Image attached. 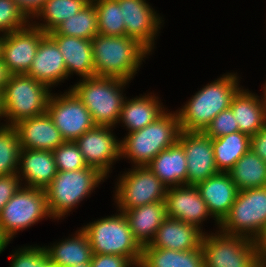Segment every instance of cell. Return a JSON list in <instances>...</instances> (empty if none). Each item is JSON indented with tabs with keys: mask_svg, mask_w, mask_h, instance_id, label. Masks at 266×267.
<instances>
[{
	"mask_svg": "<svg viewBox=\"0 0 266 267\" xmlns=\"http://www.w3.org/2000/svg\"><path fill=\"white\" fill-rule=\"evenodd\" d=\"M121 212L124 213L133 237L141 247L151 243L156 231L167 218L165 201L146 204Z\"/></svg>",
	"mask_w": 266,
	"mask_h": 267,
	"instance_id": "cell-24",
	"label": "cell"
},
{
	"mask_svg": "<svg viewBox=\"0 0 266 267\" xmlns=\"http://www.w3.org/2000/svg\"><path fill=\"white\" fill-rule=\"evenodd\" d=\"M238 78L235 73L223 74L194 94L176 111L181 130L204 132L216 115L230 107L233 96L241 88Z\"/></svg>",
	"mask_w": 266,
	"mask_h": 267,
	"instance_id": "cell-1",
	"label": "cell"
},
{
	"mask_svg": "<svg viewBox=\"0 0 266 267\" xmlns=\"http://www.w3.org/2000/svg\"><path fill=\"white\" fill-rule=\"evenodd\" d=\"M52 152L58 171H74L88 167L78 145L73 141H65Z\"/></svg>",
	"mask_w": 266,
	"mask_h": 267,
	"instance_id": "cell-36",
	"label": "cell"
},
{
	"mask_svg": "<svg viewBox=\"0 0 266 267\" xmlns=\"http://www.w3.org/2000/svg\"><path fill=\"white\" fill-rule=\"evenodd\" d=\"M48 34L92 40L98 33V17L94 4L90 1L80 12L68 18Z\"/></svg>",
	"mask_w": 266,
	"mask_h": 267,
	"instance_id": "cell-33",
	"label": "cell"
},
{
	"mask_svg": "<svg viewBox=\"0 0 266 267\" xmlns=\"http://www.w3.org/2000/svg\"><path fill=\"white\" fill-rule=\"evenodd\" d=\"M266 227V187L238 190L229 213L219 223L227 235L254 240Z\"/></svg>",
	"mask_w": 266,
	"mask_h": 267,
	"instance_id": "cell-8",
	"label": "cell"
},
{
	"mask_svg": "<svg viewBox=\"0 0 266 267\" xmlns=\"http://www.w3.org/2000/svg\"><path fill=\"white\" fill-rule=\"evenodd\" d=\"M178 143L183 147L187 161V185H196L216 175L212 138L204 132L181 130Z\"/></svg>",
	"mask_w": 266,
	"mask_h": 267,
	"instance_id": "cell-15",
	"label": "cell"
},
{
	"mask_svg": "<svg viewBox=\"0 0 266 267\" xmlns=\"http://www.w3.org/2000/svg\"><path fill=\"white\" fill-rule=\"evenodd\" d=\"M10 241L11 240L4 234L2 227L0 226V254L5 250Z\"/></svg>",
	"mask_w": 266,
	"mask_h": 267,
	"instance_id": "cell-47",
	"label": "cell"
},
{
	"mask_svg": "<svg viewBox=\"0 0 266 267\" xmlns=\"http://www.w3.org/2000/svg\"><path fill=\"white\" fill-rule=\"evenodd\" d=\"M72 267H90V263H85V264H78Z\"/></svg>",
	"mask_w": 266,
	"mask_h": 267,
	"instance_id": "cell-50",
	"label": "cell"
},
{
	"mask_svg": "<svg viewBox=\"0 0 266 267\" xmlns=\"http://www.w3.org/2000/svg\"><path fill=\"white\" fill-rule=\"evenodd\" d=\"M260 267H266V227L254 239Z\"/></svg>",
	"mask_w": 266,
	"mask_h": 267,
	"instance_id": "cell-44",
	"label": "cell"
},
{
	"mask_svg": "<svg viewBox=\"0 0 266 267\" xmlns=\"http://www.w3.org/2000/svg\"><path fill=\"white\" fill-rule=\"evenodd\" d=\"M4 117V111L2 106V93L0 92V118Z\"/></svg>",
	"mask_w": 266,
	"mask_h": 267,
	"instance_id": "cell-48",
	"label": "cell"
},
{
	"mask_svg": "<svg viewBox=\"0 0 266 267\" xmlns=\"http://www.w3.org/2000/svg\"><path fill=\"white\" fill-rule=\"evenodd\" d=\"M30 22L13 0H0V34L3 33L1 35L23 29Z\"/></svg>",
	"mask_w": 266,
	"mask_h": 267,
	"instance_id": "cell-37",
	"label": "cell"
},
{
	"mask_svg": "<svg viewBox=\"0 0 266 267\" xmlns=\"http://www.w3.org/2000/svg\"><path fill=\"white\" fill-rule=\"evenodd\" d=\"M201 248L205 267H260L254 240L243 236L205 232Z\"/></svg>",
	"mask_w": 266,
	"mask_h": 267,
	"instance_id": "cell-9",
	"label": "cell"
},
{
	"mask_svg": "<svg viewBox=\"0 0 266 267\" xmlns=\"http://www.w3.org/2000/svg\"><path fill=\"white\" fill-rule=\"evenodd\" d=\"M168 187L148 166H135L124 172L115 186V203L118 211L165 201Z\"/></svg>",
	"mask_w": 266,
	"mask_h": 267,
	"instance_id": "cell-11",
	"label": "cell"
},
{
	"mask_svg": "<svg viewBox=\"0 0 266 267\" xmlns=\"http://www.w3.org/2000/svg\"><path fill=\"white\" fill-rule=\"evenodd\" d=\"M27 75L50 89L67 79L64 57L56 42L48 34L41 39Z\"/></svg>",
	"mask_w": 266,
	"mask_h": 267,
	"instance_id": "cell-19",
	"label": "cell"
},
{
	"mask_svg": "<svg viewBox=\"0 0 266 267\" xmlns=\"http://www.w3.org/2000/svg\"><path fill=\"white\" fill-rule=\"evenodd\" d=\"M49 87L27 74L10 75L2 92V106L6 125L47 112L51 96Z\"/></svg>",
	"mask_w": 266,
	"mask_h": 267,
	"instance_id": "cell-7",
	"label": "cell"
},
{
	"mask_svg": "<svg viewBox=\"0 0 266 267\" xmlns=\"http://www.w3.org/2000/svg\"><path fill=\"white\" fill-rule=\"evenodd\" d=\"M128 81L111 77L83 78L71 87L91 113L96 126L115 127L124 102L123 90Z\"/></svg>",
	"mask_w": 266,
	"mask_h": 267,
	"instance_id": "cell-4",
	"label": "cell"
},
{
	"mask_svg": "<svg viewBox=\"0 0 266 267\" xmlns=\"http://www.w3.org/2000/svg\"><path fill=\"white\" fill-rule=\"evenodd\" d=\"M47 113L65 141L75 142L96 126L91 113L70 89L60 95L51 93Z\"/></svg>",
	"mask_w": 266,
	"mask_h": 267,
	"instance_id": "cell-12",
	"label": "cell"
},
{
	"mask_svg": "<svg viewBox=\"0 0 266 267\" xmlns=\"http://www.w3.org/2000/svg\"><path fill=\"white\" fill-rule=\"evenodd\" d=\"M147 166L167 187L187 185L186 155L178 142L162 150Z\"/></svg>",
	"mask_w": 266,
	"mask_h": 267,
	"instance_id": "cell-27",
	"label": "cell"
},
{
	"mask_svg": "<svg viewBox=\"0 0 266 267\" xmlns=\"http://www.w3.org/2000/svg\"><path fill=\"white\" fill-rule=\"evenodd\" d=\"M250 149L266 162V126L251 137Z\"/></svg>",
	"mask_w": 266,
	"mask_h": 267,
	"instance_id": "cell-42",
	"label": "cell"
},
{
	"mask_svg": "<svg viewBox=\"0 0 266 267\" xmlns=\"http://www.w3.org/2000/svg\"><path fill=\"white\" fill-rule=\"evenodd\" d=\"M10 73L7 69L5 62L0 57V92H3L4 86L10 78Z\"/></svg>",
	"mask_w": 266,
	"mask_h": 267,
	"instance_id": "cell-46",
	"label": "cell"
},
{
	"mask_svg": "<svg viewBox=\"0 0 266 267\" xmlns=\"http://www.w3.org/2000/svg\"><path fill=\"white\" fill-rule=\"evenodd\" d=\"M240 88L231 100L239 131L252 137L266 126V104L258 95Z\"/></svg>",
	"mask_w": 266,
	"mask_h": 267,
	"instance_id": "cell-25",
	"label": "cell"
},
{
	"mask_svg": "<svg viewBox=\"0 0 266 267\" xmlns=\"http://www.w3.org/2000/svg\"><path fill=\"white\" fill-rule=\"evenodd\" d=\"M237 131H239V127L235 115L229 107L214 117L204 133L212 139H216Z\"/></svg>",
	"mask_w": 266,
	"mask_h": 267,
	"instance_id": "cell-38",
	"label": "cell"
},
{
	"mask_svg": "<svg viewBox=\"0 0 266 267\" xmlns=\"http://www.w3.org/2000/svg\"><path fill=\"white\" fill-rule=\"evenodd\" d=\"M238 190L266 187V162L249 149L228 171Z\"/></svg>",
	"mask_w": 266,
	"mask_h": 267,
	"instance_id": "cell-30",
	"label": "cell"
},
{
	"mask_svg": "<svg viewBox=\"0 0 266 267\" xmlns=\"http://www.w3.org/2000/svg\"><path fill=\"white\" fill-rule=\"evenodd\" d=\"M265 86L263 87V94L264 95H262L261 97H263V98H261L262 99V101L266 104V82H265V84H264Z\"/></svg>",
	"mask_w": 266,
	"mask_h": 267,
	"instance_id": "cell-49",
	"label": "cell"
},
{
	"mask_svg": "<svg viewBox=\"0 0 266 267\" xmlns=\"http://www.w3.org/2000/svg\"><path fill=\"white\" fill-rule=\"evenodd\" d=\"M14 126L21 149L53 151L65 142L47 112L21 120Z\"/></svg>",
	"mask_w": 266,
	"mask_h": 267,
	"instance_id": "cell-18",
	"label": "cell"
},
{
	"mask_svg": "<svg viewBox=\"0 0 266 267\" xmlns=\"http://www.w3.org/2000/svg\"><path fill=\"white\" fill-rule=\"evenodd\" d=\"M48 257L59 267H72L90 263L92 248L87 234L82 228L72 238H65L53 246H44Z\"/></svg>",
	"mask_w": 266,
	"mask_h": 267,
	"instance_id": "cell-28",
	"label": "cell"
},
{
	"mask_svg": "<svg viewBox=\"0 0 266 267\" xmlns=\"http://www.w3.org/2000/svg\"><path fill=\"white\" fill-rule=\"evenodd\" d=\"M98 17V33L108 36H126L122 9L117 0H91Z\"/></svg>",
	"mask_w": 266,
	"mask_h": 267,
	"instance_id": "cell-34",
	"label": "cell"
},
{
	"mask_svg": "<svg viewBox=\"0 0 266 267\" xmlns=\"http://www.w3.org/2000/svg\"><path fill=\"white\" fill-rule=\"evenodd\" d=\"M110 126H95L83 133L75 143L82 153L85 163L109 175L113 162L121 159V140L113 135Z\"/></svg>",
	"mask_w": 266,
	"mask_h": 267,
	"instance_id": "cell-14",
	"label": "cell"
},
{
	"mask_svg": "<svg viewBox=\"0 0 266 267\" xmlns=\"http://www.w3.org/2000/svg\"><path fill=\"white\" fill-rule=\"evenodd\" d=\"M20 151L15 126L0 125V176L18 173Z\"/></svg>",
	"mask_w": 266,
	"mask_h": 267,
	"instance_id": "cell-35",
	"label": "cell"
},
{
	"mask_svg": "<svg viewBox=\"0 0 266 267\" xmlns=\"http://www.w3.org/2000/svg\"><path fill=\"white\" fill-rule=\"evenodd\" d=\"M107 178L96 168L88 166L74 171H58L52 182L44 189L51 219H60Z\"/></svg>",
	"mask_w": 266,
	"mask_h": 267,
	"instance_id": "cell-5",
	"label": "cell"
},
{
	"mask_svg": "<svg viewBox=\"0 0 266 267\" xmlns=\"http://www.w3.org/2000/svg\"><path fill=\"white\" fill-rule=\"evenodd\" d=\"M124 18L126 36L136 39L149 52L154 49L156 34L161 28L160 15L146 0H117Z\"/></svg>",
	"mask_w": 266,
	"mask_h": 267,
	"instance_id": "cell-16",
	"label": "cell"
},
{
	"mask_svg": "<svg viewBox=\"0 0 266 267\" xmlns=\"http://www.w3.org/2000/svg\"><path fill=\"white\" fill-rule=\"evenodd\" d=\"M91 0H46L42 8L33 17L42 18L44 23L31 22L48 34L68 18L80 12Z\"/></svg>",
	"mask_w": 266,
	"mask_h": 267,
	"instance_id": "cell-32",
	"label": "cell"
},
{
	"mask_svg": "<svg viewBox=\"0 0 266 267\" xmlns=\"http://www.w3.org/2000/svg\"><path fill=\"white\" fill-rule=\"evenodd\" d=\"M165 203L168 218L193 224L199 229L208 216L212 217L195 185L168 187Z\"/></svg>",
	"mask_w": 266,
	"mask_h": 267,
	"instance_id": "cell-17",
	"label": "cell"
},
{
	"mask_svg": "<svg viewBox=\"0 0 266 267\" xmlns=\"http://www.w3.org/2000/svg\"><path fill=\"white\" fill-rule=\"evenodd\" d=\"M96 76L130 81L150 52L136 39L97 34L92 40ZM144 58V59H143Z\"/></svg>",
	"mask_w": 266,
	"mask_h": 267,
	"instance_id": "cell-2",
	"label": "cell"
},
{
	"mask_svg": "<svg viewBox=\"0 0 266 267\" xmlns=\"http://www.w3.org/2000/svg\"><path fill=\"white\" fill-rule=\"evenodd\" d=\"M195 186L205 201L209 213L219 225L235 201L238 192L236 184L228 172H218Z\"/></svg>",
	"mask_w": 266,
	"mask_h": 267,
	"instance_id": "cell-21",
	"label": "cell"
},
{
	"mask_svg": "<svg viewBox=\"0 0 266 267\" xmlns=\"http://www.w3.org/2000/svg\"><path fill=\"white\" fill-rule=\"evenodd\" d=\"M136 267L127 257L119 255L93 254L90 267Z\"/></svg>",
	"mask_w": 266,
	"mask_h": 267,
	"instance_id": "cell-41",
	"label": "cell"
},
{
	"mask_svg": "<svg viewBox=\"0 0 266 267\" xmlns=\"http://www.w3.org/2000/svg\"><path fill=\"white\" fill-rule=\"evenodd\" d=\"M57 173L52 151L21 149L17 174L24 186L45 189Z\"/></svg>",
	"mask_w": 266,
	"mask_h": 267,
	"instance_id": "cell-22",
	"label": "cell"
},
{
	"mask_svg": "<svg viewBox=\"0 0 266 267\" xmlns=\"http://www.w3.org/2000/svg\"><path fill=\"white\" fill-rule=\"evenodd\" d=\"M138 267H205L202 248L175 251L165 248H142Z\"/></svg>",
	"mask_w": 266,
	"mask_h": 267,
	"instance_id": "cell-29",
	"label": "cell"
},
{
	"mask_svg": "<svg viewBox=\"0 0 266 267\" xmlns=\"http://www.w3.org/2000/svg\"><path fill=\"white\" fill-rule=\"evenodd\" d=\"M15 251L10 255V267H39V246H25Z\"/></svg>",
	"mask_w": 266,
	"mask_h": 267,
	"instance_id": "cell-39",
	"label": "cell"
},
{
	"mask_svg": "<svg viewBox=\"0 0 266 267\" xmlns=\"http://www.w3.org/2000/svg\"><path fill=\"white\" fill-rule=\"evenodd\" d=\"M45 35V32L31 23L23 29L1 35L0 57L11 75L28 73Z\"/></svg>",
	"mask_w": 266,
	"mask_h": 267,
	"instance_id": "cell-13",
	"label": "cell"
},
{
	"mask_svg": "<svg viewBox=\"0 0 266 267\" xmlns=\"http://www.w3.org/2000/svg\"><path fill=\"white\" fill-rule=\"evenodd\" d=\"M22 12L29 18H33L42 8L46 0H13Z\"/></svg>",
	"mask_w": 266,
	"mask_h": 267,
	"instance_id": "cell-43",
	"label": "cell"
},
{
	"mask_svg": "<svg viewBox=\"0 0 266 267\" xmlns=\"http://www.w3.org/2000/svg\"><path fill=\"white\" fill-rule=\"evenodd\" d=\"M181 132L177 112H164L146 127L127 133L121 140V158L147 166L162 150L175 145Z\"/></svg>",
	"mask_w": 266,
	"mask_h": 267,
	"instance_id": "cell-3",
	"label": "cell"
},
{
	"mask_svg": "<svg viewBox=\"0 0 266 267\" xmlns=\"http://www.w3.org/2000/svg\"><path fill=\"white\" fill-rule=\"evenodd\" d=\"M203 229L178 219L166 218L151 241L142 248H165L175 251H190L200 249Z\"/></svg>",
	"mask_w": 266,
	"mask_h": 267,
	"instance_id": "cell-20",
	"label": "cell"
},
{
	"mask_svg": "<svg viewBox=\"0 0 266 267\" xmlns=\"http://www.w3.org/2000/svg\"><path fill=\"white\" fill-rule=\"evenodd\" d=\"M162 104L154 94L125 98L118 123H123L128 133L142 129L167 111Z\"/></svg>",
	"mask_w": 266,
	"mask_h": 267,
	"instance_id": "cell-26",
	"label": "cell"
},
{
	"mask_svg": "<svg viewBox=\"0 0 266 267\" xmlns=\"http://www.w3.org/2000/svg\"><path fill=\"white\" fill-rule=\"evenodd\" d=\"M21 186H23V183L17 173L0 176V213Z\"/></svg>",
	"mask_w": 266,
	"mask_h": 267,
	"instance_id": "cell-40",
	"label": "cell"
},
{
	"mask_svg": "<svg viewBox=\"0 0 266 267\" xmlns=\"http://www.w3.org/2000/svg\"><path fill=\"white\" fill-rule=\"evenodd\" d=\"M216 167L228 172L250 149L251 137L240 131L212 139Z\"/></svg>",
	"mask_w": 266,
	"mask_h": 267,
	"instance_id": "cell-31",
	"label": "cell"
},
{
	"mask_svg": "<svg viewBox=\"0 0 266 267\" xmlns=\"http://www.w3.org/2000/svg\"><path fill=\"white\" fill-rule=\"evenodd\" d=\"M82 230L87 234L93 254L125 256L139 266L142 247L134 239L123 212L88 223Z\"/></svg>",
	"mask_w": 266,
	"mask_h": 267,
	"instance_id": "cell-6",
	"label": "cell"
},
{
	"mask_svg": "<svg viewBox=\"0 0 266 267\" xmlns=\"http://www.w3.org/2000/svg\"><path fill=\"white\" fill-rule=\"evenodd\" d=\"M48 35L56 42L64 57L67 78L73 73L79 74L82 79L96 76L91 40L60 34Z\"/></svg>",
	"mask_w": 266,
	"mask_h": 267,
	"instance_id": "cell-23",
	"label": "cell"
},
{
	"mask_svg": "<svg viewBox=\"0 0 266 267\" xmlns=\"http://www.w3.org/2000/svg\"><path fill=\"white\" fill-rule=\"evenodd\" d=\"M47 217L51 218L45 190L22 186L2 208L0 226L4 234L12 240L20 230H25Z\"/></svg>",
	"mask_w": 266,
	"mask_h": 267,
	"instance_id": "cell-10",
	"label": "cell"
},
{
	"mask_svg": "<svg viewBox=\"0 0 266 267\" xmlns=\"http://www.w3.org/2000/svg\"><path fill=\"white\" fill-rule=\"evenodd\" d=\"M39 267H59L47 255L43 247H39Z\"/></svg>",
	"mask_w": 266,
	"mask_h": 267,
	"instance_id": "cell-45",
	"label": "cell"
}]
</instances>
